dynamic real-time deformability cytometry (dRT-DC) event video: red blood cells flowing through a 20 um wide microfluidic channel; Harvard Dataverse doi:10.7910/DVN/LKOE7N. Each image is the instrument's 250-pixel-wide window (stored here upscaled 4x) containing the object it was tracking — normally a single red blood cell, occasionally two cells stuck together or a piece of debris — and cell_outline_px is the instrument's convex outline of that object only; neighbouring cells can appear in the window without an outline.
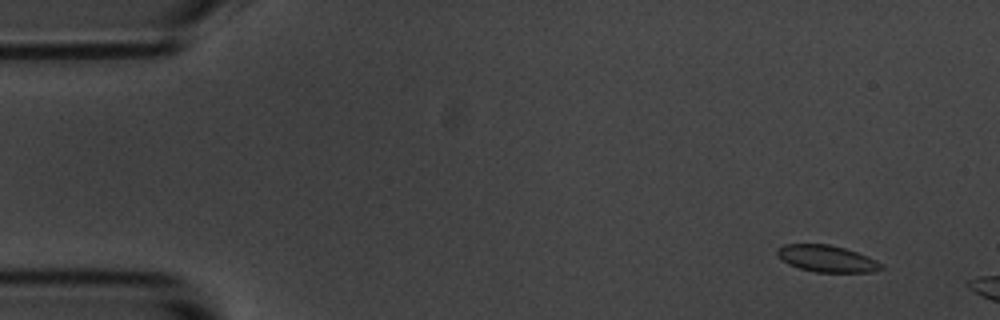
{"species": "common noctule bat (a hibernating species)", "species_latin": "Nyctalus noctula", "temperature_condition": "room temperature", "stored_images_in_passage": 7, "camera_frame_rate_fps": 3000, "um_per_image_px": 0.085, "animal": {"sex": "male", "body_mass_g": 20.1, "forearm_length_mm": 53.5}, "frame": {"image": 1, "passage_image": 2, "time_ms": 1.0, "image_size_px": [1000, 320], "cell_outline_px": [[884, 268], [868, 272], [816, 272], [800, 268], [788, 264], [776, 256], [776, 248], [784, 244], [828, 244], [844, 248], [868, 256], [884, 264]], "centroid_in_image_um": [70.25, 21.98], "position_along_channel_um": 14.7, "area_um2": 16.24}}